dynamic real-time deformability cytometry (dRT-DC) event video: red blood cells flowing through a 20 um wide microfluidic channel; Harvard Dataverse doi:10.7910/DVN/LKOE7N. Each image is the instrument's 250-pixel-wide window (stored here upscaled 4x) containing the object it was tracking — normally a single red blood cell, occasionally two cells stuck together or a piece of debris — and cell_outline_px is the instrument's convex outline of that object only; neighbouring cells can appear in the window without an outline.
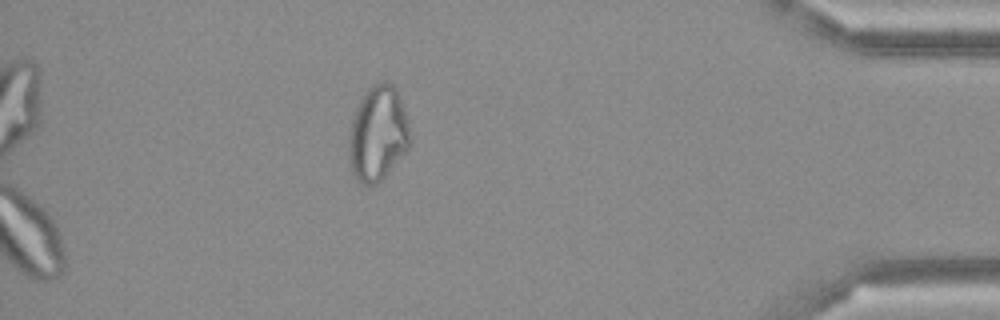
{"species": "Egyptian fruit bat (a non-hibernating species)", "species_latin": "Rousettus aegyptiacus", "temperature_condition": "cold", "stored_images_in_passage": 53, "camera_frame_rate_fps": 3000, "um_per_image_px": 0.085, "frame": {"image": 1, "passage_image": 53, "time_ms": 17.333, "image_size_px": [1000, 320], "cell_outline_px": [[408, 148], [384, 176], [376, 184], [364, 184], [352, 172], [348, 152], [348, 136], [352, 116], [364, 92], [372, 84], [380, 80], [384, 80], [392, 84], [396, 88], [408, 120]], "centroid_in_image_um": [32.08, 11.29], "position_along_channel_um": 403.1, "area_um2": 33.52}}